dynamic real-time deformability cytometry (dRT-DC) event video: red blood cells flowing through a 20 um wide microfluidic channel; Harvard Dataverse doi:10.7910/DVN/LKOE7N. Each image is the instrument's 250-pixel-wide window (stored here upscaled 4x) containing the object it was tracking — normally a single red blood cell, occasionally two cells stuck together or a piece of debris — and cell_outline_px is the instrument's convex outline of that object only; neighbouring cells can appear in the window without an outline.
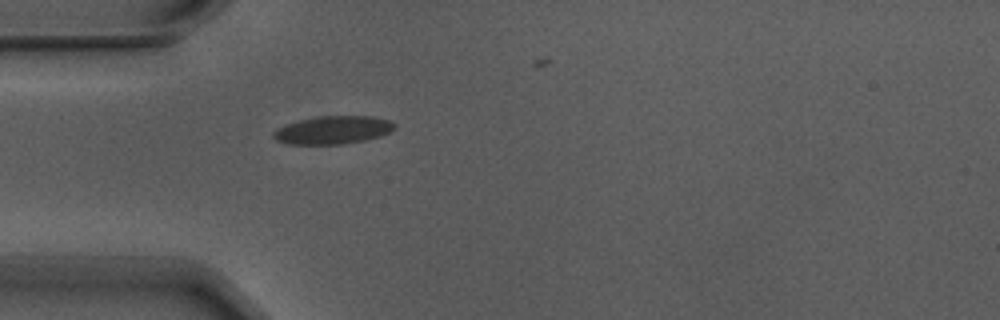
{"species": "Egyptian fruit bat (a non-hibernating species)", "species_latin": "Rousettus aegyptiacus", "temperature_condition": "warm", "stored_images_in_passage": 1, "camera_frame_rate_fps": 3000, "um_per_image_px": 0.085, "animal": {"sex": "male"}, "frame": {"image": 1, "passage_image": 1, "time_ms": 0.0, "image_size_px": [1000, 320], "cell_outline_px": [[396, 128], [392, 132], [380, 136], [364, 140], [344, 144], [288, 144], [276, 140], [272, 136], [272, 132], [276, 128], [284, 124], [316, 116], [372, 116], [388, 120], [396, 124]], "centroid_in_image_um": [28.29, 11.05], "position_along_channel_um": 56.7, "area_um2": 20.0}}